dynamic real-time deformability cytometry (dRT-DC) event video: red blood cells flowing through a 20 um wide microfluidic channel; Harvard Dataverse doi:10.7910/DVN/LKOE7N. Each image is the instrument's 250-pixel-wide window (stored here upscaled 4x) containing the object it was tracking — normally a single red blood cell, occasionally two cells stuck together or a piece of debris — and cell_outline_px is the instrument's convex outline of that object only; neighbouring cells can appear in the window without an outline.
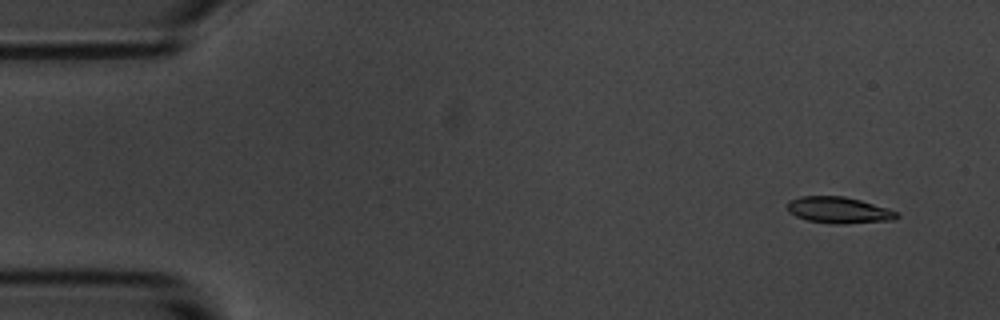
{"species": "common noctule bat (a hibernating species)", "species_latin": "Nyctalus noctula", "temperature_condition": "room temperature", "stored_images_in_passage": 5, "camera_frame_rate_fps": 3000, "um_per_image_px": 0.085, "animal": {"sex": "male", "body_mass_g": 20.1, "forearm_length_mm": 53.5}, "frame": {"image": 1, "passage_image": 1, "time_ms": 0.0, "image_size_px": [1000, 320], "cell_outline_px": [[900, 216], [896, 220], [844, 224], [832, 224], [808, 220], [796, 216], [788, 212], [788, 200], [800, 196], [844, 196], [860, 200], [888, 208], [896, 212]], "centroid_in_image_um": [71.31, 17.86], "position_along_channel_um": 13.7, "area_um2": 16.94}}
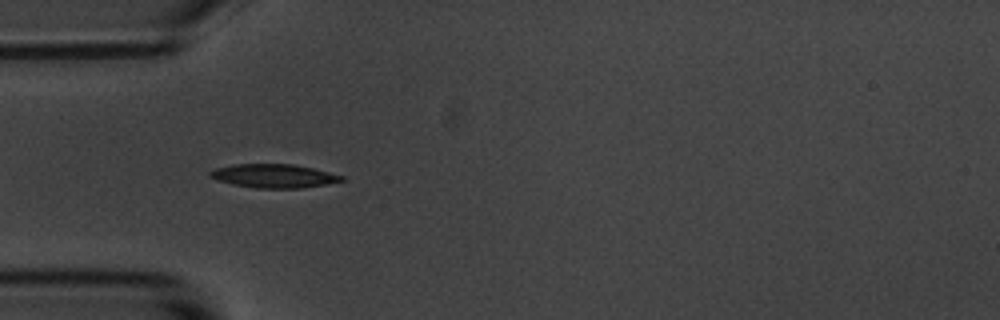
{"frame": {"image": 2, "passage_image": 4, "time_ms": 4.333, "image_size_px": [1000, 320], "cell_outline_px": [[344, 180], [324, 184], [300, 188], [256, 188], [232, 184], [208, 176], [208, 172], [216, 168], [232, 164], [292, 164], [312, 168], [344, 176]], "centroid_in_image_um": [23.24, 14.95], "position_along_channel_um": 61.8, "area_um2": 17.92}}